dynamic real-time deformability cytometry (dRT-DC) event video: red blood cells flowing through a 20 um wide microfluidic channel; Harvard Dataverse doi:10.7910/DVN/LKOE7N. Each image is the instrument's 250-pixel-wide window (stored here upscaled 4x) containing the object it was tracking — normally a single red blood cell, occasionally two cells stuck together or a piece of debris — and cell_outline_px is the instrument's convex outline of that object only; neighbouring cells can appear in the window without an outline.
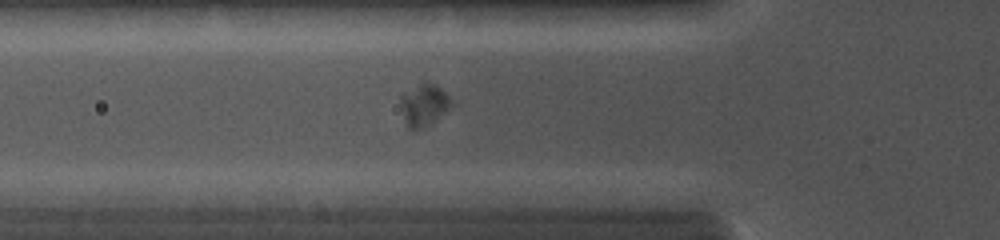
{"species": "common noctule bat (a hibernating species)", "species_latin": "Nyctalus noctula", "temperature_condition": "cold", "stored_images_in_passage": 34, "camera_frame_rate_fps": 5000, "um_per_image_px": 0.085, "animal": {"sex": "female", "body_mass_g": 19.0, "forearm_length_mm": 56.7}, "frame": {"image": 1, "passage_image": 15, "time_ms": 5.2, "image_size_px": [1000, 240], "cell_outline_px": [[456, 104], [428, 124], [420, 128], [408, 128], [404, 116], [400, 100], [400, 92], [420, 84], [436, 84]], "centroid_in_image_um": [36.04, 8.88], "position_along_channel_um": 89.8, "area_um2": 12.08}}
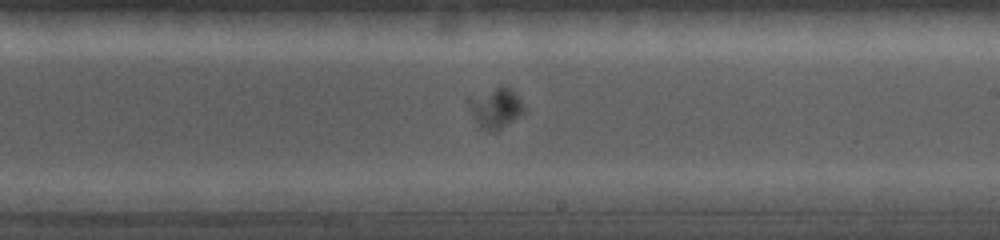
{"frame": {"image": 2, "passage_image": 25, "time_ms": 8.8, "image_size_px": [1000, 240], "cell_outline_px": [[528, 112], [496, 132], [492, 132], [476, 128], [468, 104], [468, 96], [500, 84], [504, 84], [512, 88], [516, 92], [528, 108]], "centroid_in_image_um": [42.16, 9.16], "position_along_channel_um": 246.8, "area_um2": 14.28}}
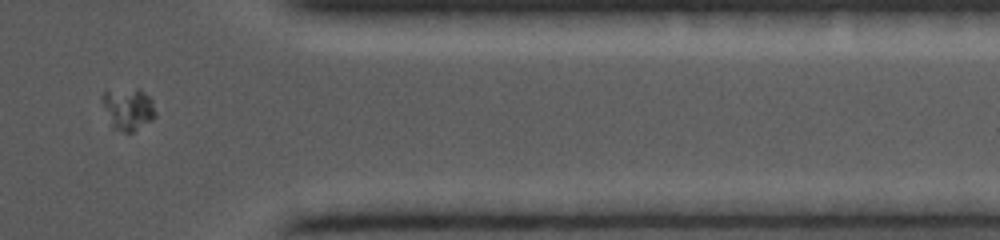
{"frame": {"image": 3, "passage_image": 32, "time_ms": 12.4, "image_size_px": [1000, 240], "cell_outline_px": [[156, 116], [152, 120], [132, 132], [124, 132], [112, 128], [100, 96], [104, 92], [136, 88], [140, 88], [152, 96], [156, 112]], "centroid_in_image_um": [10.94, 9.24], "position_along_channel_um": 400.5, "area_um2": 13.18}}